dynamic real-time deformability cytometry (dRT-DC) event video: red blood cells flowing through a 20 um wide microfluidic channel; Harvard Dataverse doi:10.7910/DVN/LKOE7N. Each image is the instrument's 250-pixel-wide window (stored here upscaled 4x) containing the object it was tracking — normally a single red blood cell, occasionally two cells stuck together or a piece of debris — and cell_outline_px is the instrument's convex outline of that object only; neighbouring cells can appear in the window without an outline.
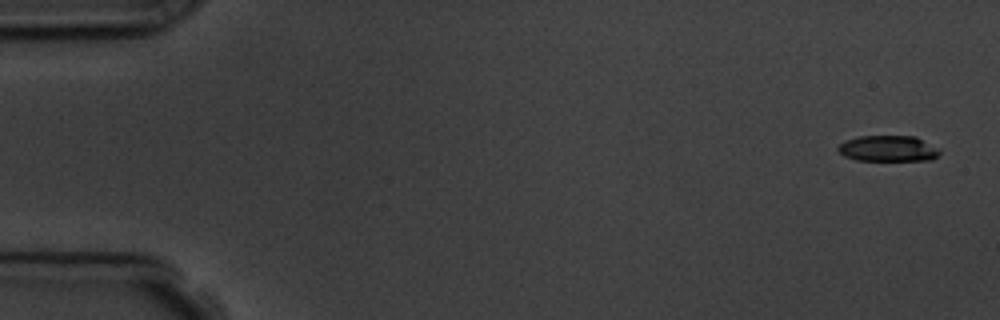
{"species": "common noctule bat (a hibernating species)", "species_latin": "Nyctalus noctula", "temperature_condition": "room temperature", "stored_images_in_passage": 4, "camera_frame_rate_fps": 3000, "um_per_image_px": 0.085, "animal": {"sex": "male", "body_mass_g": 19.5, "forearm_length_mm": 54.6}, "frame": {"image": 1, "passage_image": 1, "time_ms": 0.0, "image_size_px": [1000, 320], "cell_outline_px": [[940, 152], [932, 160], [856, 160], [844, 156], [836, 148], [844, 140], [860, 136], [916, 136], [940, 148]], "centroid_in_image_um": [75.5, 12.62], "position_along_channel_um": 9.5, "area_um2": 15.43}}
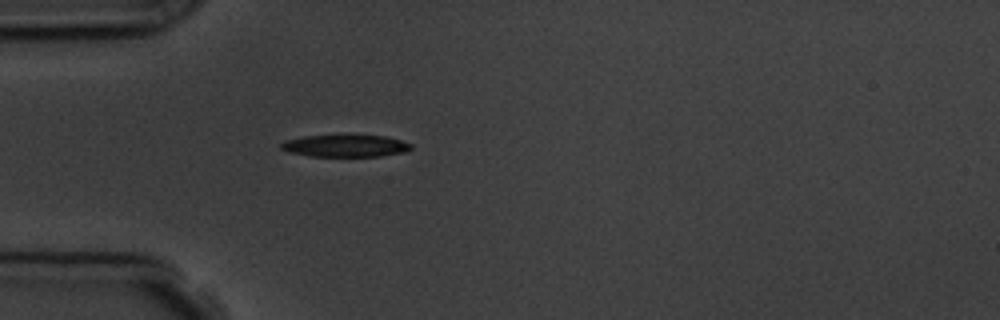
{"frame": {"image": 2, "passage_image": 4, "time_ms": 4.667, "image_size_px": [1000, 320], "cell_outline_px": [[412, 148], [404, 152], [380, 156], [312, 156], [288, 152], [280, 148], [280, 144], [284, 140], [304, 136], [388, 136], [412, 144]], "centroid_in_image_um": [29.34, 12.4], "position_along_channel_um": 55.7, "area_um2": 16.53}}